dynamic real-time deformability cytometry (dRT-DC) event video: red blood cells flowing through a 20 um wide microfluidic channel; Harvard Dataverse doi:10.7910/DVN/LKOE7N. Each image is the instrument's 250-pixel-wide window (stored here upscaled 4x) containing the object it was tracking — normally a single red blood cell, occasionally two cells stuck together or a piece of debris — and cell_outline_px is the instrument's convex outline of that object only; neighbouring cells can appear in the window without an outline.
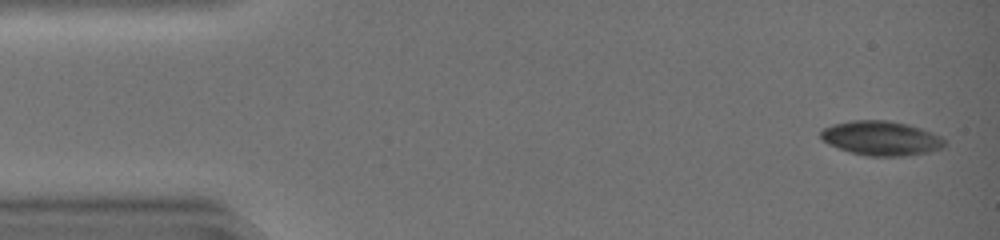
{"species": "common noctule bat (a hibernating species)", "species_latin": "Nyctalus noctula", "temperature_condition": "warm", "stored_images_in_passage": 28, "camera_frame_rate_fps": 3000, "um_per_image_px": 0.085, "animal": {"sex": "female", "body_mass_g": 19.0, "forearm_length_mm": 51.5}, "frame": {"image": 1, "passage_image": 1, "time_ms": 0.0, "image_size_px": [1000, 240], "cell_outline_px": [[944, 144], [940, 148], [928, 152], [904, 156], [868, 156], [852, 152], [828, 144], [820, 140], [820, 132], [824, 128], [832, 124], [852, 120], [888, 120], [908, 124], [932, 132], [940, 136], [944, 140]], "centroid_in_image_um": [74.86, 11.74], "position_along_channel_um": 10.1, "area_um2": 24.74}}
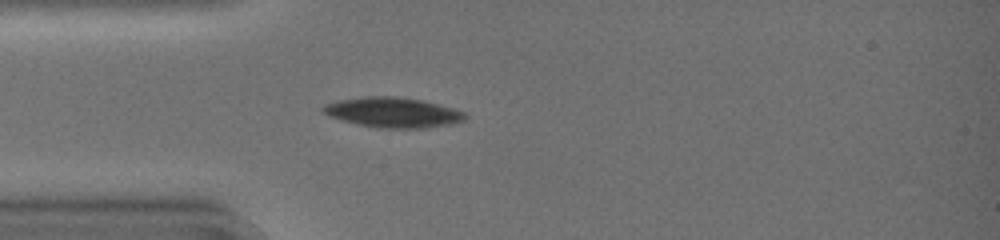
{"frame": {"image": 2, "passage_image": 12, "time_ms": 3.667, "image_size_px": [1000, 240], "cell_outline_px": [[468, 116], [464, 120], [452, 124], [424, 128], [380, 128], [340, 120], [328, 116], [320, 112], [320, 108], [324, 104], [336, 100], [360, 96], [396, 96], [424, 100], [452, 108], [464, 112]], "centroid_in_image_um": [33.34, 9.54], "position_along_channel_um": 51.7, "area_um2": 25.26}}
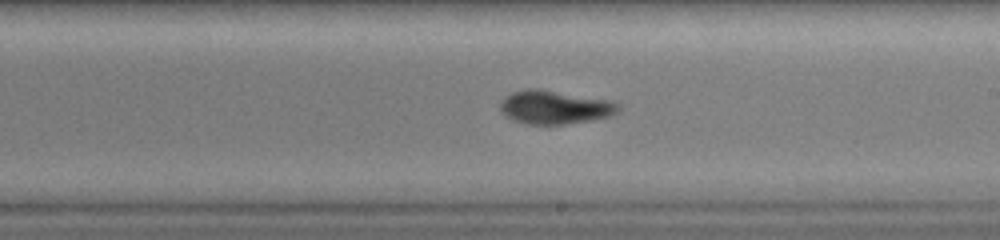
{"frame": {"image": 3, "passage_image": 26, "time_ms": 8.333, "image_size_px": [1000, 240], "cell_outline_px": [[620, 112], [612, 116], [592, 120], [564, 124], [528, 124], [516, 120], [500, 112], [500, 100], [504, 96], [512, 92], [524, 88], [540, 88], [612, 100], [620, 104]], "centroid_in_image_um": [47.19, 9.09], "position_along_channel_um": 241.8, "area_um2": 23.52}}